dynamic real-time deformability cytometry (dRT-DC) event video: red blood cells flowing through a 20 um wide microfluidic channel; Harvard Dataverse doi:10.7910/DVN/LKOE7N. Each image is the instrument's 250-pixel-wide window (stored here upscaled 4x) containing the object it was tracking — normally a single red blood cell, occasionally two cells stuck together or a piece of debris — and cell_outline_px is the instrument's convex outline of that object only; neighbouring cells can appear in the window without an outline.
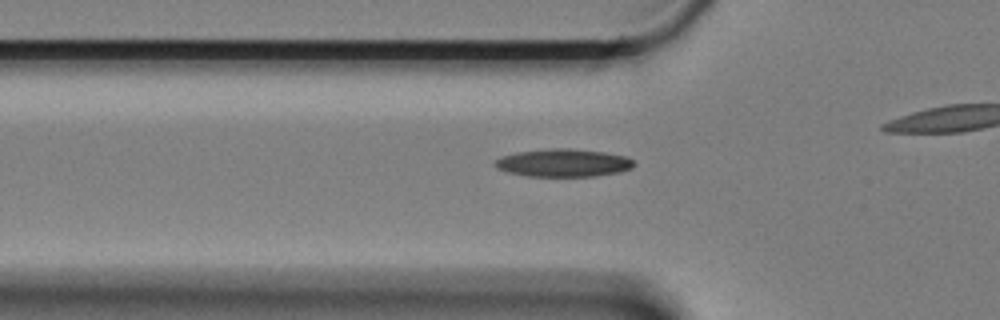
{"species": "Egyptian fruit bat (a non-hibernating species)", "species_latin": "Rousettus aegyptiacus", "temperature_condition": "cold", "stored_images_in_passage": 37, "camera_frame_rate_fps": 3000, "um_per_image_px": 0.085, "animal": {"sex": "female"}, "frame": {"image": 1, "passage_image": 13, "time_ms": 4.0, "image_size_px": [1000, 320], "cell_outline_px": [[636, 164], [632, 168], [620, 172], [592, 176], [528, 176], [508, 172], [496, 168], [492, 164], [496, 160], [504, 156], [516, 152], [548, 148], [572, 148], [604, 152], [628, 156]], "centroid_in_image_um": [47.9, 13.83], "position_along_channel_um": 77.9, "area_um2": 22.66}}
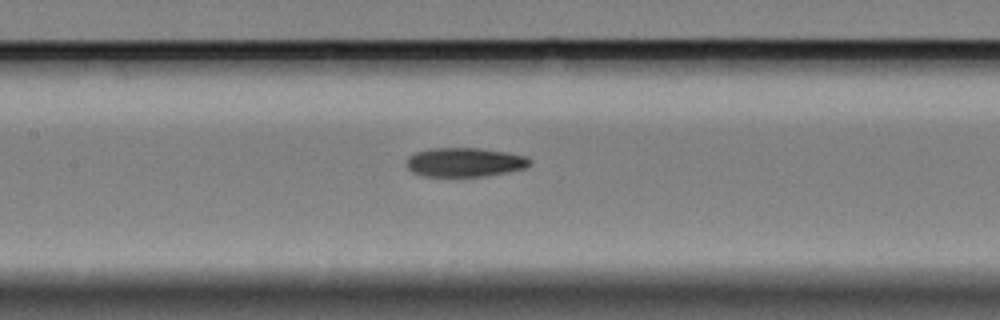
{"frame": {"image": 2, "passage_image": 21, "time_ms": 6.667, "image_size_px": [1000, 320], "cell_outline_px": [[532, 160], [524, 168], [504, 172], [480, 176], [424, 176], [412, 172], [404, 164], [408, 156], [416, 152], [432, 148], [480, 148], [504, 152], [524, 156]], "centroid_in_image_um": [39.41, 13.78], "position_along_channel_um": 168.0, "area_um2": 20.63}}
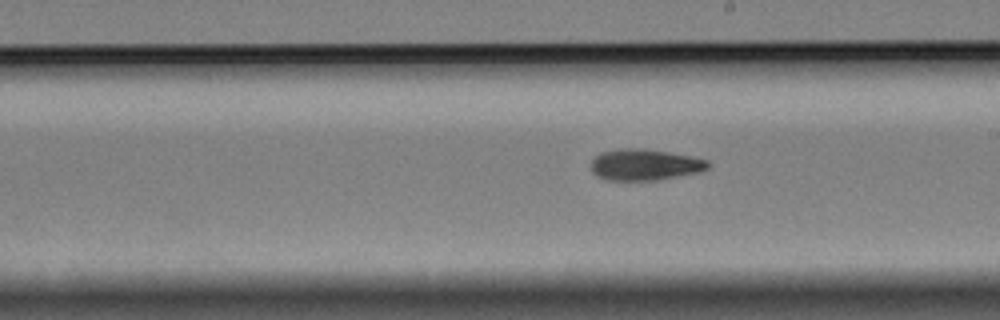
{"frame": {"image": 3, "passage_image": 27, "time_ms": 8.667, "image_size_px": [1000, 320], "cell_outline_px": [[712, 164], [708, 168], [700, 172], [656, 180], [608, 180], [596, 176], [592, 172], [592, 160], [600, 152], [624, 148], [640, 148], [668, 152], [692, 156], [708, 160]], "centroid_in_image_um": [54.83, 14.0], "position_along_channel_um": 234.2, "area_um2": 21.33}}